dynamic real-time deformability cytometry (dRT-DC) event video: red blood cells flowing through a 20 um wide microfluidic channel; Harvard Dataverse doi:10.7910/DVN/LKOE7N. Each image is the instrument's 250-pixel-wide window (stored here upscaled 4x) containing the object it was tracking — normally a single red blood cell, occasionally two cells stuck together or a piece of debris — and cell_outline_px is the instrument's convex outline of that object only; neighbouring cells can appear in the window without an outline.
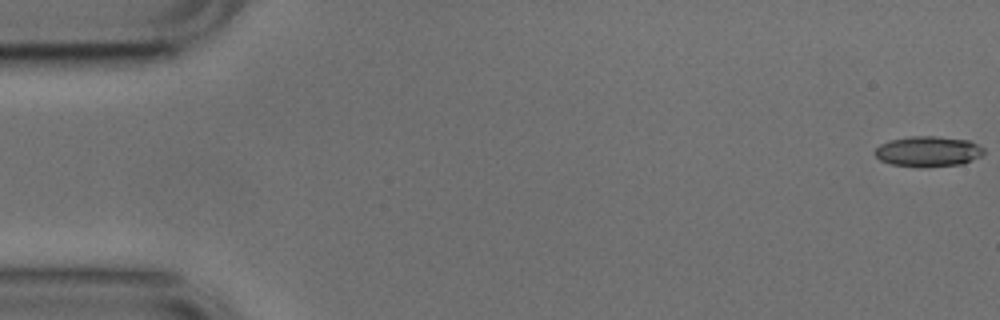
{"species": "common noctule bat (a hibernating species)", "species_latin": "Nyctalus noctula", "temperature_condition": "cold", "stored_images_in_passage": 10, "camera_frame_rate_fps": 3000, "um_per_image_px": 0.085, "animal": {"sex": "male", "body_mass_g": 17.9, "forearm_length_mm": 54.2}, "frame": {"image": 1, "passage_image": 1, "time_ms": 0.0, "image_size_px": [1000, 320], "cell_outline_px": [[984, 152], [980, 156], [964, 164], [892, 164], [880, 160], [872, 152], [880, 144], [892, 140], [912, 136], [936, 136], [968, 140], [984, 148]], "centroid_in_image_um": [78.89, 12.82], "position_along_channel_um": 6.1, "area_um2": 18.38}}